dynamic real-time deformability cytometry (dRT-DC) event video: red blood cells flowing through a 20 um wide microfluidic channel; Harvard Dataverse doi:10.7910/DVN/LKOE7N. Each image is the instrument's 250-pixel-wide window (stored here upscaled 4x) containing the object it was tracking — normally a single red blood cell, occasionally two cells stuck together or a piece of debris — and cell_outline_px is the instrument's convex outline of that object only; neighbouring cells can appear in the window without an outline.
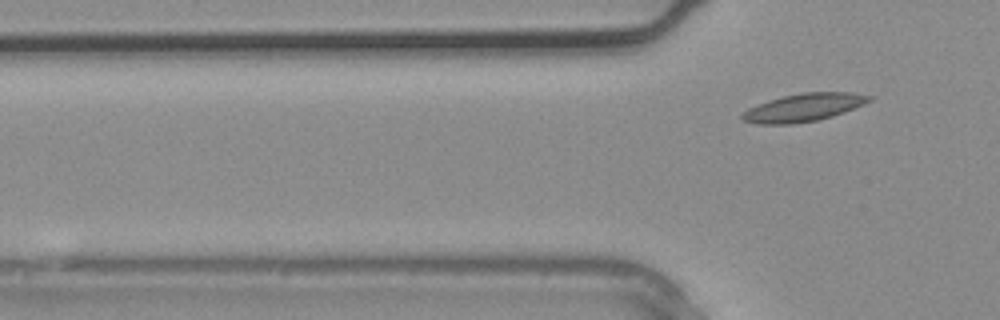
{"species": "common noctule bat (a hibernating species)", "species_latin": "Nyctalus noctula", "temperature_condition": "warm", "stored_images_in_passage": 4, "camera_frame_rate_fps": 3000, "um_per_image_px": 0.085, "animal": {"sex": "male", "body_mass_g": 20.4}, "frame": {"image": 1, "passage_image": 4, "time_ms": 1.0, "image_size_px": [1000, 320], "cell_outline_px": [[872, 100], [864, 104], [844, 112], [832, 116], [816, 120], [792, 124], [756, 124], [744, 120], [740, 116], [748, 108], [768, 100], [800, 92], [852, 92], [872, 96]], "centroid_in_image_um": [68.31, 9.13], "position_along_channel_um": 57.5, "area_um2": 20.58}}